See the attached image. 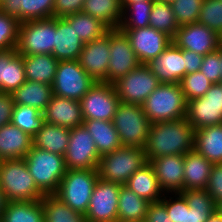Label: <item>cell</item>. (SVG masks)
I'll list each match as a JSON object with an SVG mask.
<instances>
[{
    "label": "cell",
    "mask_w": 222,
    "mask_h": 222,
    "mask_svg": "<svg viewBox=\"0 0 222 222\" xmlns=\"http://www.w3.org/2000/svg\"><path fill=\"white\" fill-rule=\"evenodd\" d=\"M140 1H155V0H121V3H136Z\"/></svg>",
    "instance_id": "9f6ffc18"
},
{
    "label": "cell",
    "mask_w": 222,
    "mask_h": 222,
    "mask_svg": "<svg viewBox=\"0 0 222 222\" xmlns=\"http://www.w3.org/2000/svg\"><path fill=\"white\" fill-rule=\"evenodd\" d=\"M52 96V85L28 80L12 93L15 105L34 107L42 113L45 111Z\"/></svg>",
    "instance_id": "f546056e"
},
{
    "label": "cell",
    "mask_w": 222,
    "mask_h": 222,
    "mask_svg": "<svg viewBox=\"0 0 222 222\" xmlns=\"http://www.w3.org/2000/svg\"><path fill=\"white\" fill-rule=\"evenodd\" d=\"M204 0H174L171 3L178 25L197 23Z\"/></svg>",
    "instance_id": "ee69618b"
},
{
    "label": "cell",
    "mask_w": 222,
    "mask_h": 222,
    "mask_svg": "<svg viewBox=\"0 0 222 222\" xmlns=\"http://www.w3.org/2000/svg\"><path fill=\"white\" fill-rule=\"evenodd\" d=\"M70 130L66 127L45 122L42 128L32 137L33 146L64 156L70 139Z\"/></svg>",
    "instance_id": "4dcf8cb0"
},
{
    "label": "cell",
    "mask_w": 222,
    "mask_h": 222,
    "mask_svg": "<svg viewBox=\"0 0 222 222\" xmlns=\"http://www.w3.org/2000/svg\"><path fill=\"white\" fill-rule=\"evenodd\" d=\"M154 1H140L136 3H121L122 20L119 30L138 29L149 26L150 13Z\"/></svg>",
    "instance_id": "f35d334b"
},
{
    "label": "cell",
    "mask_w": 222,
    "mask_h": 222,
    "mask_svg": "<svg viewBox=\"0 0 222 222\" xmlns=\"http://www.w3.org/2000/svg\"><path fill=\"white\" fill-rule=\"evenodd\" d=\"M155 1L171 4L174 0H155Z\"/></svg>",
    "instance_id": "680465c9"
},
{
    "label": "cell",
    "mask_w": 222,
    "mask_h": 222,
    "mask_svg": "<svg viewBox=\"0 0 222 222\" xmlns=\"http://www.w3.org/2000/svg\"><path fill=\"white\" fill-rule=\"evenodd\" d=\"M100 155L93 137L82 126L70 130V139L64 155L67 169H98Z\"/></svg>",
    "instance_id": "5bb4252c"
},
{
    "label": "cell",
    "mask_w": 222,
    "mask_h": 222,
    "mask_svg": "<svg viewBox=\"0 0 222 222\" xmlns=\"http://www.w3.org/2000/svg\"><path fill=\"white\" fill-rule=\"evenodd\" d=\"M11 124L33 137L45 123L44 114L27 105H14Z\"/></svg>",
    "instance_id": "ab89813d"
},
{
    "label": "cell",
    "mask_w": 222,
    "mask_h": 222,
    "mask_svg": "<svg viewBox=\"0 0 222 222\" xmlns=\"http://www.w3.org/2000/svg\"><path fill=\"white\" fill-rule=\"evenodd\" d=\"M20 22L0 11V50L15 49Z\"/></svg>",
    "instance_id": "f6af8a7d"
},
{
    "label": "cell",
    "mask_w": 222,
    "mask_h": 222,
    "mask_svg": "<svg viewBox=\"0 0 222 222\" xmlns=\"http://www.w3.org/2000/svg\"><path fill=\"white\" fill-rule=\"evenodd\" d=\"M150 202L121 185L118 197L117 222H144Z\"/></svg>",
    "instance_id": "836d02e7"
},
{
    "label": "cell",
    "mask_w": 222,
    "mask_h": 222,
    "mask_svg": "<svg viewBox=\"0 0 222 222\" xmlns=\"http://www.w3.org/2000/svg\"><path fill=\"white\" fill-rule=\"evenodd\" d=\"M109 47L107 83L114 84L141 63L132 49L129 39L118 28L109 29Z\"/></svg>",
    "instance_id": "4fadbf2b"
},
{
    "label": "cell",
    "mask_w": 222,
    "mask_h": 222,
    "mask_svg": "<svg viewBox=\"0 0 222 222\" xmlns=\"http://www.w3.org/2000/svg\"><path fill=\"white\" fill-rule=\"evenodd\" d=\"M203 155L192 149L184 155V189H205L213 167Z\"/></svg>",
    "instance_id": "4316f807"
},
{
    "label": "cell",
    "mask_w": 222,
    "mask_h": 222,
    "mask_svg": "<svg viewBox=\"0 0 222 222\" xmlns=\"http://www.w3.org/2000/svg\"><path fill=\"white\" fill-rule=\"evenodd\" d=\"M205 222H222V214L216 210Z\"/></svg>",
    "instance_id": "db71d44e"
},
{
    "label": "cell",
    "mask_w": 222,
    "mask_h": 222,
    "mask_svg": "<svg viewBox=\"0 0 222 222\" xmlns=\"http://www.w3.org/2000/svg\"><path fill=\"white\" fill-rule=\"evenodd\" d=\"M187 101L180 84H160L145 100L143 111L151 124L185 118Z\"/></svg>",
    "instance_id": "5b68a950"
},
{
    "label": "cell",
    "mask_w": 222,
    "mask_h": 222,
    "mask_svg": "<svg viewBox=\"0 0 222 222\" xmlns=\"http://www.w3.org/2000/svg\"><path fill=\"white\" fill-rule=\"evenodd\" d=\"M0 222H45L41 200L6 202Z\"/></svg>",
    "instance_id": "d590c367"
},
{
    "label": "cell",
    "mask_w": 222,
    "mask_h": 222,
    "mask_svg": "<svg viewBox=\"0 0 222 222\" xmlns=\"http://www.w3.org/2000/svg\"><path fill=\"white\" fill-rule=\"evenodd\" d=\"M160 202L166 207L173 222H183L184 196L181 193H164Z\"/></svg>",
    "instance_id": "7dc6e473"
},
{
    "label": "cell",
    "mask_w": 222,
    "mask_h": 222,
    "mask_svg": "<svg viewBox=\"0 0 222 222\" xmlns=\"http://www.w3.org/2000/svg\"><path fill=\"white\" fill-rule=\"evenodd\" d=\"M6 199L5 196L2 193V190L0 189V218H1V214L4 211L5 205H6Z\"/></svg>",
    "instance_id": "11a10c76"
},
{
    "label": "cell",
    "mask_w": 222,
    "mask_h": 222,
    "mask_svg": "<svg viewBox=\"0 0 222 222\" xmlns=\"http://www.w3.org/2000/svg\"><path fill=\"white\" fill-rule=\"evenodd\" d=\"M219 49H222V32L219 34Z\"/></svg>",
    "instance_id": "6f0895ef"
},
{
    "label": "cell",
    "mask_w": 222,
    "mask_h": 222,
    "mask_svg": "<svg viewBox=\"0 0 222 222\" xmlns=\"http://www.w3.org/2000/svg\"><path fill=\"white\" fill-rule=\"evenodd\" d=\"M217 210L222 214V202L217 205Z\"/></svg>",
    "instance_id": "91938a15"
},
{
    "label": "cell",
    "mask_w": 222,
    "mask_h": 222,
    "mask_svg": "<svg viewBox=\"0 0 222 222\" xmlns=\"http://www.w3.org/2000/svg\"><path fill=\"white\" fill-rule=\"evenodd\" d=\"M54 45V17L20 23L15 46L20 55L52 54Z\"/></svg>",
    "instance_id": "ba28073f"
},
{
    "label": "cell",
    "mask_w": 222,
    "mask_h": 222,
    "mask_svg": "<svg viewBox=\"0 0 222 222\" xmlns=\"http://www.w3.org/2000/svg\"><path fill=\"white\" fill-rule=\"evenodd\" d=\"M125 186L150 203L159 202L164 195L159 187L153 166L149 162L135 171Z\"/></svg>",
    "instance_id": "83f0119b"
},
{
    "label": "cell",
    "mask_w": 222,
    "mask_h": 222,
    "mask_svg": "<svg viewBox=\"0 0 222 222\" xmlns=\"http://www.w3.org/2000/svg\"><path fill=\"white\" fill-rule=\"evenodd\" d=\"M98 178L95 169H67L55 195L72 210L85 215Z\"/></svg>",
    "instance_id": "8992f818"
},
{
    "label": "cell",
    "mask_w": 222,
    "mask_h": 222,
    "mask_svg": "<svg viewBox=\"0 0 222 222\" xmlns=\"http://www.w3.org/2000/svg\"><path fill=\"white\" fill-rule=\"evenodd\" d=\"M121 185L98 178L89 207L84 215L87 222H117L118 197Z\"/></svg>",
    "instance_id": "9a60e30c"
},
{
    "label": "cell",
    "mask_w": 222,
    "mask_h": 222,
    "mask_svg": "<svg viewBox=\"0 0 222 222\" xmlns=\"http://www.w3.org/2000/svg\"><path fill=\"white\" fill-rule=\"evenodd\" d=\"M84 43L65 18H55V45L52 55L58 61L78 60Z\"/></svg>",
    "instance_id": "603a6c76"
},
{
    "label": "cell",
    "mask_w": 222,
    "mask_h": 222,
    "mask_svg": "<svg viewBox=\"0 0 222 222\" xmlns=\"http://www.w3.org/2000/svg\"><path fill=\"white\" fill-rule=\"evenodd\" d=\"M45 222H87L83 214L72 210L55 194L41 199Z\"/></svg>",
    "instance_id": "8d00e7d4"
},
{
    "label": "cell",
    "mask_w": 222,
    "mask_h": 222,
    "mask_svg": "<svg viewBox=\"0 0 222 222\" xmlns=\"http://www.w3.org/2000/svg\"><path fill=\"white\" fill-rule=\"evenodd\" d=\"M84 0H54V18H64L82 11Z\"/></svg>",
    "instance_id": "681fc988"
},
{
    "label": "cell",
    "mask_w": 222,
    "mask_h": 222,
    "mask_svg": "<svg viewBox=\"0 0 222 222\" xmlns=\"http://www.w3.org/2000/svg\"><path fill=\"white\" fill-rule=\"evenodd\" d=\"M58 62L52 54L23 55L26 80L52 85Z\"/></svg>",
    "instance_id": "1f68e13d"
},
{
    "label": "cell",
    "mask_w": 222,
    "mask_h": 222,
    "mask_svg": "<svg viewBox=\"0 0 222 222\" xmlns=\"http://www.w3.org/2000/svg\"><path fill=\"white\" fill-rule=\"evenodd\" d=\"M24 161L37 188L44 194H55L67 168L63 155L32 146Z\"/></svg>",
    "instance_id": "3957f363"
},
{
    "label": "cell",
    "mask_w": 222,
    "mask_h": 222,
    "mask_svg": "<svg viewBox=\"0 0 222 222\" xmlns=\"http://www.w3.org/2000/svg\"><path fill=\"white\" fill-rule=\"evenodd\" d=\"M198 23L207 26L219 35L222 32V0H204Z\"/></svg>",
    "instance_id": "7bdbcfd3"
},
{
    "label": "cell",
    "mask_w": 222,
    "mask_h": 222,
    "mask_svg": "<svg viewBox=\"0 0 222 222\" xmlns=\"http://www.w3.org/2000/svg\"><path fill=\"white\" fill-rule=\"evenodd\" d=\"M147 163L143 148L121 146L102 155L97 170L100 179L125 185L132 174Z\"/></svg>",
    "instance_id": "277c9868"
},
{
    "label": "cell",
    "mask_w": 222,
    "mask_h": 222,
    "mask_svg": "<svg viewBox=\"0 0 222 222\" xmlns=\"http://www.w3.org/2000/svg\"><path fill=\"white\" fill-rule=\"evenodd\" d=\"M64 18L74 27L75 32L84 44L102 37L109 30L99 19L82 11Z\"/></svg>",
    "instance_id": "74e56055"
},
{
    "label": "cell",
    "mask_w": 222,
    "mask_h": 222,
    "mask_svg": "<svg viewBox=\"0 0 222 222\" xmlns=\"http://www.w3.org/2000/svg\"><path fill=\"white\" fill-rule=\"evenodd\" d=\"M183 57L185 62V75L200 71L204 56L194 51L183 49Z\"/></svg>",
    "instance_id": "f5cc1de1"
},
{
    "label": "cell",
    "mask_w": 222,
    "mask_h": 222,
    "mask_svg": "<svg viewBox=\"0 0 222 222\" xmlns=\"http://www.w3.org/2000/svg\"><path fill=\"white\" fill-rule=\"evenodd\" d=\"M149 26L164 32L172 39L175 37L180 26L178 25L170 3L154 1L150 13Z\"/></svg>",
    "instance_id": "60d3db41"
},
{
    "label": "cell",
    "mask_w": 222,
    "mask_h": 222,
    "mask_svg": "<svg viewBox=\"0 0 222 222\" xmlns=\"http://www.w3.org/2000/svg\"><path fill=\"white\" fill-rule=\"evenodd\" d=\"M0 189L7 202L35 201L45 196L37 188L24 159L0 161Z\"/></svg>",
    "instance_id": "7a4b0ae2"
},
{
    "label": "cell",
    "mask_w": 222,
    "mask_h": 222,
    "mask_svg": "<svg viewBox=\"0 0 222 222\" xmlns=\"http://www.w3.org/2000/svg\"><path fill=\"white\" fill-rule=\"evenodd\" d=\"M220 66H221V81H222V49H221V62H220Z\"/></svg>",
    "instance_id": "94428289"
},
{
    "label": "cell",
    "mask_w": 222,
    "mask_h": 222,
    "mask_svg": "<svg viewBox=\"0 0 222 222\" xmlns=\"http://www.w3.org/2000/svg\"><path fill=\"white\" fill-rule=\"evenodd\" d=\"M162 84L147 64H140L114 83L120 102L142 106L147 97Z\"/></svg>",
    "instance_id": "30bf717a"
},
{
    "label": "cell",
    "mask_w": 222,
    "mask_h": 222,
    "mask_svg": "<svg viewBox=\"0 0 222 222\" xmlns=\"http://www.w3.org/2000/svg\"><path fill=\"white\" fill-rule=\"evenodd\" d=\"M179 84L186 101L203 97L213 85L200 71L186 74Z\"/></svg>",
    "instance_id": "b9f144b4"
},
{
    "label": "cell",
    "mask_w": 222,
    "mask_h": 222,
    "mask_svg": "<svg viewBox=\"0 0 222 222\" xmlns=\"http://www.w3.org/2000/svg\"><path fill=\"white\" fill-rule=\"evenodd\" d=\"M25 81L23 55L15 49L0 50V92L12 94Z\"/></svg>",
    "instance_id": "cb8c5ba5"
},
{
    "label": "cell",
    "mask_w": 222,
    "mask_h": 222,
    "mask_svg": "<svg viewBox=\"0 0 222 222\" xmlns=\"http://www.w3.org/2000/svg\"><path fill=\"white\" fill-rule=\"evenodd\" d=\"M163 193H181L184 189V155H168L150 162Z\"/></svg>",
    "instance_id": "ffe728a7"
},
{
    "label": "cell",
    "mask_w": 222,
    "mask_h": 222,
    "mask_svg": "<svg viewBox=\"0 0 222 222\" xmlns=\"http://www.w3.org/2000/svg\"><path fill=\"white\" fill-rule=\"evenodd\" d=\"M43 114L46 123L69 129L84 123L80 101L56 95L52 96Z\"/></svg>",
    "instance_id": "44dd1931"
},
{
    "label": "cell",
    "mask_w": 222,
    "mask_h": 222,
    "mask_svg": "<svg viewBox=\"0 0 222 222\" xmlns=\"http://www.w3.org/2000/svg\"><path fill=\"white\" fill-rule=\"evenodd\" d=\"M112 122L122 146L145 148L151 122L142 106L119 102Z\"/></svg>",
    "instance_id": "52a82bcc"
},
{
    "label": "cell",
    "mask_w": 222,
    "mask_h": 222,
    "mask_svg": "<svg viewBox=\"0 0 222 222\" xmlns=\"http://www.w3.org/2000/svg\"><path fill=\"white\" fill-rule=\"evenodd\" d=\"M219 35L200 23L180 26L172 41L181 49L203 56L219 49Z\"/></svg>",
    "instance_id": "ac0fdd59"
},
{
    "label": "cell",
    "mask_w": 222,
    "mask_h": 222,
    "mask_svg": "<svg viewBox=\"0 0 222 222\" xmlns=\"http://www.w3.org/2000/svg\"><path fill=\"white\" fill-rule=\"evenodd\" d=\"M194 131L185 118L151 124L144 148L148 162L162 156L187 154L194 149Z\"/></svg>",
    "instance_id": "6da1fadb"
},
{
    "label": "cell",
    "mask_w": 222,
    "mask_h": 222,
    "mask_svg": "<svg viewBox=\"0 0 222 222\" xmlns=\"http://www.w3.org/2000/svg\"><path fill=\"white\" fill-rule=\"evenodd\" d=\"M119 102L114 84L95 82L80 100L83 118L112 121Z\"/></svg>",
    "instance_id": "7c38bea8"
},
{
    "label": "cell",
    "mask_w": 222,
    "mask_h": 222,
    "mask_svg": "<svg viewBox=\"0 0 222 222\" xmlns=\"http://www.w3.org/2000/svg\"><path fill=\"white\" fill-rule=\"evenodd\" d=\"M109 54L108 30L102 37L83 45L78 62L94 81L107 83Z\"/></svg>",
    "instance_id": "e0dca14e"
},
{
    "label": "cell",
    "mask_w": 222,
    "mask_h": 222,
    "mask_svg": "<svg viewBox=\"0 0 222 222\" xmlns=\"http://www.w3.org/2000/svg\"><path fill=\"white\" fill-rule=\"evenodd\" d=\"M33 146L30 135L13 124L0 127V161L24 159Z\"/></svg>",
    "instance_id": "d4e9b609"
},
{
    "label": "cell",
    "mask_w": 222,
    "mask_h": 222,
    "mask_svg": "<svg viewBox=\"0 0 222 222\" xmlns=\"http://www.w3.org/2000/svg\"><path fill=\"white\" fill-rule=\"evenodd\" d=\"M194 149L213 164H221L222 124L195 130Z\"/></svg>",
    "instance_id": "f1b7e54d"
},
{
    "label": "cell",
    "mask_w": 222,
    "mask_h": 222,
    "mask_svg": "<svg viewBox=\"0 0 222 222\" xmlns=\"http://www.w3.org/2000/svg\"><path fill=\"white\" fill-rule=\"evenodd\" d=\"M83 125L93 137L100 156L111 153L122 146L112 121L84 120Z\"/></svg>",
    "instance_id": "d6a6232c"
},
{
    "label": "cell",
    "mask_w": 222,
    "mask_h": 222,
    "mask_svg": "<svg viewBox=\"0 0 222 222\" xmlns=\"http://www.w3.org/2000/svg\"><path fill=\"white\" fill-rule=\"evenodd\" d=\"M144 222H173L167 214L166 207L159 201L150 203Z\"/></svg>",
    "instance_id": "816d5d0a"
},
{
    "label": "cell",
    "mask_w": 222,
    "mask_h": 222,
    "mask_svg": "<svg viewBox=\"0 0 222 222\" xmlns=\"http://www.w3.org/2000/svg\"><path fill=\"white\" fill-rule=\"evenodd\" d=\"M184 65L183 49L173 41L157 58L147 63L151 72L164 84H178L185 76Z\"/></svg>",
    "instance_id": "d6986e66"
},
{
    "label": "cell",
    "mask_w": 222,
    "mask_h": 222,
    "mask_svg": "<svg viewBox=\"0 0 222 222\" xmlns=\"http://www.w3.org/2000/svg\"><path fill=\"white\" fill-rule=\"evenodd\" d=\"M14 105L12 94L0 92V127L10 124Z\"/></svg>",
    "instance_id": "f907efd6"
},
{
    "label": "cell",
    "mask_w": 222,
    "mask_h": 222,
    "mask_svg": "<svg viewBox=\"0 0 222 222\" xmlns=\"http://www.w3.org/2000/svg\"><path fill=\"white\" fill-rule=\"evenodd\" d=\"M221 49L208 53L204 56L200 67V72L212 83L219 84L221 82Z\"/></svg>",
    "instance_id": "bcb514c9"
},
{
    "label": "cell",
    "mask_w": 222,
    "mask_h": 222,
    "mask_svg": "<svg viewBox=\"0 0 222 222\" xmlns=\"http://www.w3.org/2000/svg\"><path fill=\"white\" fill-rule=\"evenodd\" d=\"M205 190L216 205L222 202V163L213 165Z\"/></svg>",
    "instance_id": "c3c4849f"
},
{
    "label": "cell",
    "mask_w": 222,
    "mask_h": 222,
    "mask_svg": "<svg viewBox=\"0 0 222 222\" xmlns=\"http://www.w3.org/2000/svg\"><path fill=\"white\" fill-rule=\"evenodd\" d=\"M0 11L17 18L20 23L52 18L54 0H1Z\"/></svg>",
    "instance_id": "7402d4cb"
},
{
    "label": "cell",
    "mask_w": 222,
    "mask_h": 222,
    "mask_svg": "<svg viewBox=\"0 0 222 222\" xmlns=\"http://www.w3.org/2000/svg\"><path fill=\"white\" fill-rule=\"evenodd\" d=\"M183 222H205L217 210V205L205 189L183 190Z\"/></svg>",
    "instance_id": "484cf974"
},
{
    "label": "cell",
    "mask_w": 222,
    "mask_h": 222,
    "mask_svg": "<svg viewBox=\"0 0 222 222\" xmlns=\"http://www.w3.org/2000/svg\"><path fill=\"white\" fill-rule=\"evenodd\" d=\"M121 31L129 39L141 64H147L157 58L172 42L170 36L151 26Z\"/></svg>",
    "instance_id": "2e32d148"
},
{
    "label": "cell",
    "mask_w": 222,
    "mask_h": 222,
    "mask_svg": "<svg viewBox=\"0 0 222 222\" xmlns=\"http://www.w3.org/2000/svg\"><path fill=\"white\" fill-rule=\"evenodd\" d=\"M185 119L194 130L222 124V81L213 84L203 97L187 101Z\"/></svg>",
    "instance_id": "8fae6325"
},
{
    "label": "cell",
    "mask_w": 222,
    "mask_h": 222,
    "mask_svg": "<svg viewBox=\"0 0 222 222\" xmlns=\"http://www.w3.org/2000/svg\"><path fill=\"white\" fill-rule=\"evenodd\" d=\"M95 82L78 60L59 61L52 84L53 95L80 101Z\"/></svg>",
    "instance_id": "9c48e42d"
},
{
    "label": "cell",
    "mask_w": 222,
    "mask_h": 222,
    "mask_svg": "<svg viewBox=\"0 0 222 222\" xmlns=\"http://www.w3.org/2000/svg\"><path fill=\"white\" fill-rule=\"evenodd\" d=\"M121 0H84L82 12L99 19L109 29L119 27L122 20Z\"/></svg>",
    "instance_id": "e575fe53"
}]
</instances>
